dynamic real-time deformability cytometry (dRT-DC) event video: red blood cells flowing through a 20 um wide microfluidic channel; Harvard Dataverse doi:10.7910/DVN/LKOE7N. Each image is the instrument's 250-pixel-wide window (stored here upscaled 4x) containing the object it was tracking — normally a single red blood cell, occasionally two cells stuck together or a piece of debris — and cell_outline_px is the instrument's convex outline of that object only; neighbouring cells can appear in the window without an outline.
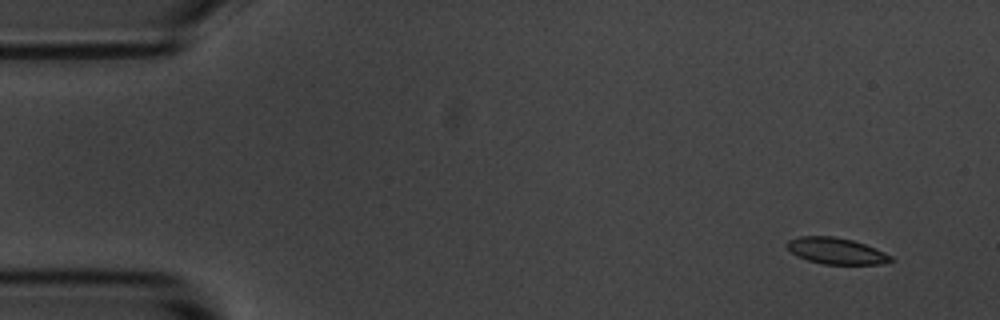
{"species": "common noctule bat (a hibernating species)", "species_latin": "Nyctalus noctula", "temperature_condition": "room temperature", "stored_images_in_passage": 5, "camera_frame_rate_fps": 3000, "um_per_image_px": 0.085, "animal": {"sex": "male", "body_mass_g": 20.1, "forearm_length_mm": 53.5}, "frame": {"image": 1, "passage_image": 1, "time_ms": 0.0, "image_size_px": [1000, 320], "cell_outline_px": [[896, 260], [884, 264], [824, 264], [808, 260], [796, 256], [784, 244], [788, 240], [800, 236], [832, 236], [852, 240], [876, 248], [892, 256]], "centroid_in_image_um": [71.09, 21.33], "position_along_channel_um": 13.9, "area_um2": 16.01}}
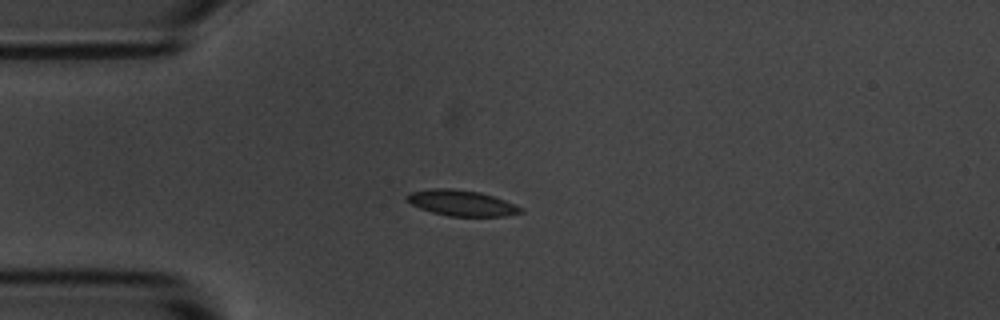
{"frame": {"image": 2, "passage_image": 4, "time_ms": 3.333, "image_size_px": [1000, 320], "cell_outline_px": [[524, 212], [504, 216], [448, 216], [432, 212], [420, 208], [404, 200], [404, 196], [412, 192], [432, 188], [452, 188], [480, 192], [516, 204], [524, 208]], "centroid_in_image_um": [39.23, 17.25], "position_along_channel_um": 45.8, "area_um2": 17.17}}